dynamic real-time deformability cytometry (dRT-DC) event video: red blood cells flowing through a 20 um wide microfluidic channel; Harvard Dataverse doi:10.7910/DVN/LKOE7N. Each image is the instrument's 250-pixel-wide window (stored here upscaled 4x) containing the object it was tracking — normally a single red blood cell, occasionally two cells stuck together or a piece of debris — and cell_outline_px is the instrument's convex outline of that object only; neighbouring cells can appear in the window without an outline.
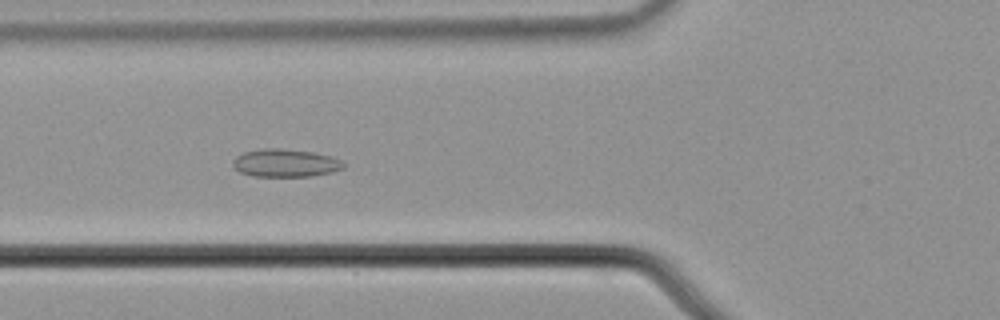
{"species": "common noctule bat (a hibernating species)", "species_latin": "Nyctalus noctula", "temperature_condition": "cold", "stored_images_in_passage": 57, "camera_frame_rate_fps": 3000, "um_per_image_px": 0.085, "animal": {"sex": "male", "body_mass_g": 21.5, "forearm_length_mm": 52.0}, "frame": {"image": 1, "passage_image": 22, "time_ms": 7.0, "image_size_px": [1000, 320], "cell_outline_px": [[348, 164], [344, 168], [332, 172], [312, 176], [256, 176], [240, 172], [232, 164], [232, 160], [236, 156], [244, 152], [264, 148], [280, 148], [312, 152], [332, 156]], "centroid_in_image_um": [24.29, 13.85], "position_along_channel_um": 101.5, "area_um2": 18.03}}
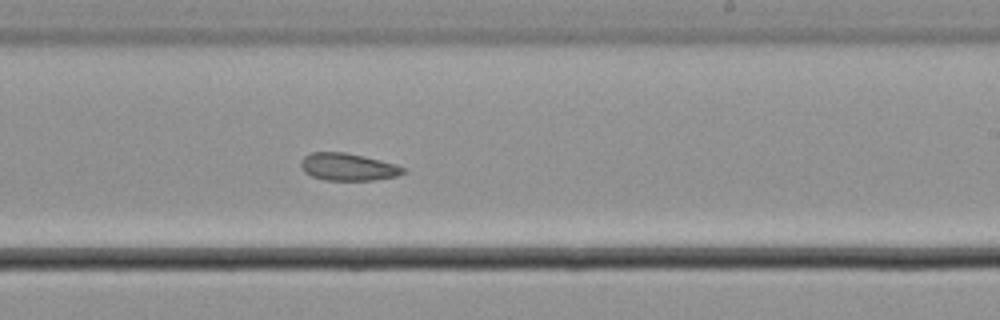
{"frame": {"image": 2, "passage_image": 35, "time_ms": 11.333, "image_size_px": [1000, 320], "cell_outline_px": [[404, 172], [396, 176], [372, 180], [324, 180], [312, 176], [304, 172], [300, 164], [300, 160], [308, 152], [344, 152], [364, 156], [396, 164], [404, 168]], "centroid_in_image_um": [29.52, 14.18], "position_along_channel_um": 259.5, "area_um2": 16.3}}
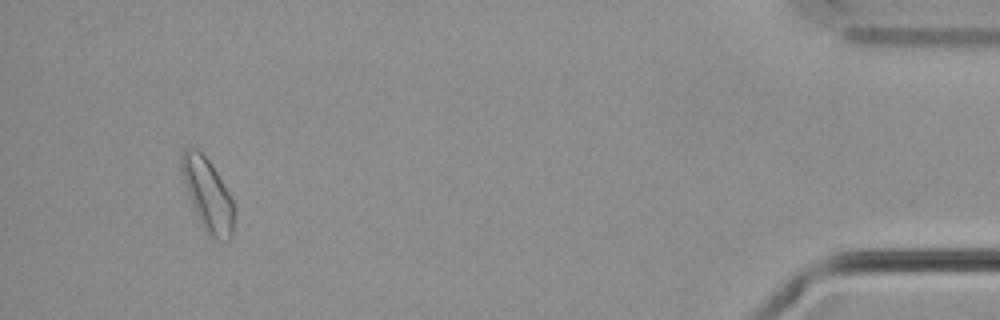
{"frame": {"image": 3, "passage_image": 54, "time_ms": 17.667, "image_size_px": [1000, 320], "cell_outline_px": [[232, 236], [228, 240], [212, 240], [208, 236], [192, 204], [180, 172], [180, 156], [184, 148], [196, 148], [208, 160], [216, 172], [228, 192], [232, 200]], "centroid_in_image_um": [17.61, 16.53], "position_along_channel_um": 417.6, "area_um2": 21.62}, "authors_computed_cell_mechanics": {"area_um2": 18.2648, "velocity_mm_per_s": 3.6479, "shape_relaxation_time_tau1_ms": null, "shape_relaxation_time_tau2_ms": 4.6034, "deformation_change_tau1": null, "deformation_change_tau2": 0.0768}}